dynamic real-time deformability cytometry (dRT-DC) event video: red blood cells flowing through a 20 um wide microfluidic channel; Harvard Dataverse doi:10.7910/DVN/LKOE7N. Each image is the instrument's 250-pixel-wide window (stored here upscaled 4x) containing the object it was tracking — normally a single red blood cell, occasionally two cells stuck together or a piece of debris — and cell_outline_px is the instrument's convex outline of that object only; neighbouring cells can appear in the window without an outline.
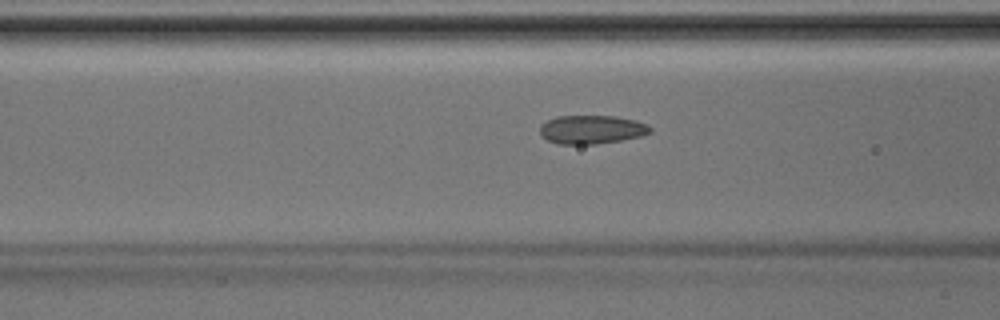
{"species": "Egyptian fruit bat (a non-hibernating species)", "species_latin": "Rousettus aegyptiacus", "temperature_condition": "room temperature", "stored_images_in_passage": 35, "camera_frame_rate_fps": 3000, "um_per_image_px": 0.085, "animal": {"sex": "male"}, "frame": {"image": 1, "passage_image": 8, "time_ms": 2.333, "image_size_px": [1000, 320], "cell_outline_px": [[652, 132], [640, 136], [620, 140], [596, 144], [556, 144], [540, 136], [540, 124], [556, 116], [616, 116], [636, 120], [648, 124], [652, 128]], "centroid_in_image_um": [50.28, 11.01], "position_along_channel_um": 116.3, "area_um2": 18.55}}
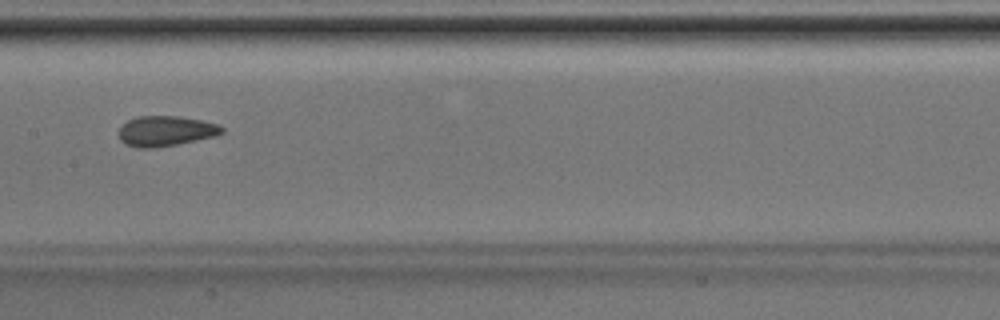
{"frame": {"image": 2, "passage_image": 13, "time_ms": 4.0, "image_size_px": [1000, 320], "cell_outline_px": [[224, 132], [216, 136], [156, 148], [136, 148], [124, 144], [120, 140], [120, 128], [128, 120], [136, 116], [180, 116], [220, 124], [224, 128]], "centroid_in_image_um": [14.1, 11.14], "position_along_channel_um": 193.3, "area_um2": 18.26}}
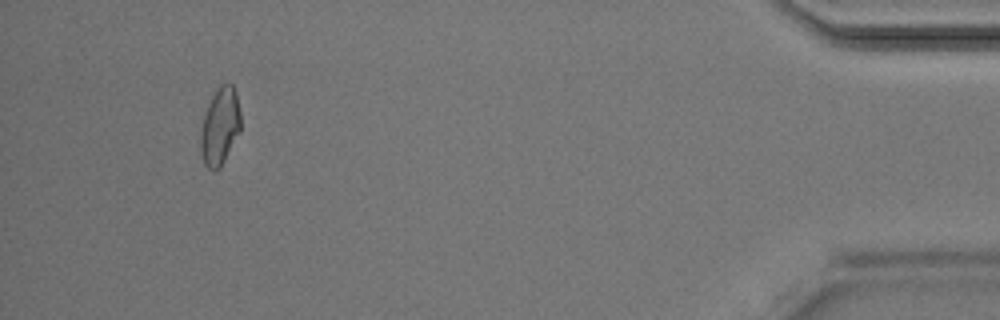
{"frame": {"image": 3, "passage_image": 32, "time_ms": 10.333, "image_size_px": [1000, 320], "cell_outline_px": [[240, 132], [220, 168], [208, 168], [204, 164], [200, 148], [200, 128], [208, 104], [216, 88], [220, 84], [228, 80], [232, 84], [236, 92], [240, 112]], "centroid_in_image_um": [18.7, 10.68], "position_along_channel_um": 416.5, "area_um2": 18.21}}